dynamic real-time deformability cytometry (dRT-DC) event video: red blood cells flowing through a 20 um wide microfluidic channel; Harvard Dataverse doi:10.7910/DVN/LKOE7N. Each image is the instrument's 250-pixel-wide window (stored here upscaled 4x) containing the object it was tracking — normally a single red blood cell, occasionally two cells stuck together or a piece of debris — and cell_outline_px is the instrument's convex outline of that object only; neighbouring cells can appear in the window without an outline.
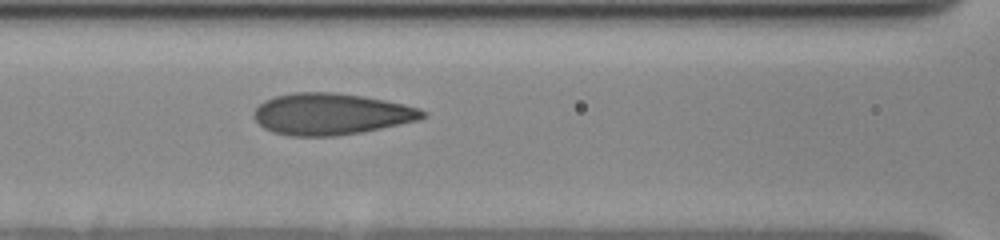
{"species": "human", "species_latin": "Homo sapiens", "temperature_condition": "cold", "stored_images_in_passage": 16, "camera_frame_rate_fps": 3000, "um_per_image_px": 0.085, "donor": {"sex": "female"}, "frame": {"image": 1, "passage_image": 15, "time_ms": 7.333, "image_size_px": [1000, 240], "cell_outline_px": [[428, 116], [420, 120], [360, 132], [336, 136], [292, 136], [272, 132], [264, 128], [252, 116], [256, 108], [264, 100], [276, 96], [292, 92], [332, 92], [364, 96], [404, 104], [420, 108], [428, 112]], "centroid_in_image_um": [28.16, 9.69], "position_along_channel_um": 138.4, "area_um2": 40.92}}